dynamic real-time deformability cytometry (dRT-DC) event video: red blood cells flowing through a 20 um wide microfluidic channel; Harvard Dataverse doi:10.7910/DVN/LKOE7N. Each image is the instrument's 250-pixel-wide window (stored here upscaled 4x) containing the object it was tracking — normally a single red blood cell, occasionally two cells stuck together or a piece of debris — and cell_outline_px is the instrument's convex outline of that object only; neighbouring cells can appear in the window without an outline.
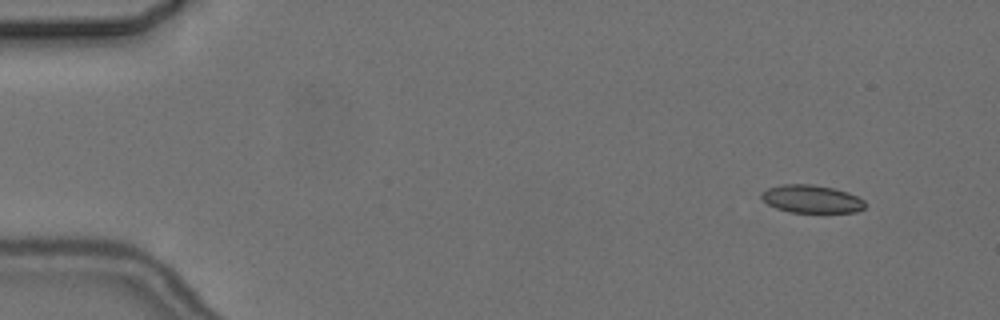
{"species": "common noctule bat (a hibernating species)", "species_latin": "Nyctalus noctula", "temperature_condition": "cold", "stored_images_in_passage": 6, "camera_frame_rate_fps": 3000, "um_per_image_px": 0.085, "animal": {"sex": "female", "body_mass_g": 24.6, "forearm_length_mm": 56.2}, "frame": {"image": 1, "passage_image": 1, "time_ms": 0.0, "image_size_px": [1000, 320], "cell_outline_px": [[868, 204], [864, 208], [856, 212], [788, 212], [776, 208], [768, 204], [760, 196], [760, 192], [768, 188], [784, 184], [812, 184], [832, 188], [848, 192], [864, 200]], "centroid_in_image_um": [68.99, 16.91], "position_along_channel_um": 16.0, "area_um2": 16.88}}